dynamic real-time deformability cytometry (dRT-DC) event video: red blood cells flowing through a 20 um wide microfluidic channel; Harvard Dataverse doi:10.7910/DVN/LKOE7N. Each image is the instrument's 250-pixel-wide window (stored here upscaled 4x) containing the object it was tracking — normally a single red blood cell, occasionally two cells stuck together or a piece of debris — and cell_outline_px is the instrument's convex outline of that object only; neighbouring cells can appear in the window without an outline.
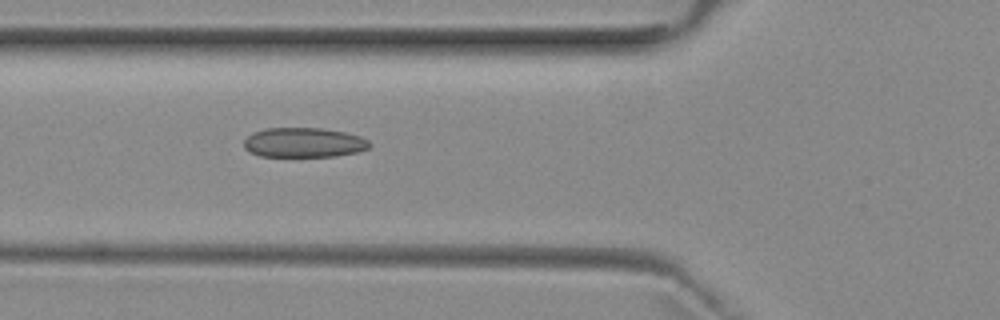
{"species": "common noctule bat (a hibernating species)", "species_latin": "Nyctalus noctula", "temperature_condition": "room temperature", "stored_images_in_passage": 35, "camera_frame_rate_fps": 3000, "um_per_image_px": 0.085, "animal": {"sex": "female", "body_mass_g": 29.2, "forearm_length_mm": 56.3}, "frame": {"image": 1, "passage_image": 3, "time_ms": 0.667, "image_size_px": [1000, 320], "cell_outline_px": [[372, 144], [368, 148], [356, 152], [336, 156], [260, 156], [248, 152], [244, 148], [244, 140], [252, 132], [264, 128], [324, 128], [344, 132], [360, 136], [368, 140]], "centroid_in_image_um": [25.8, 12.11], "position_along_channel_um": 100.0, "area_um2": 21.85}}
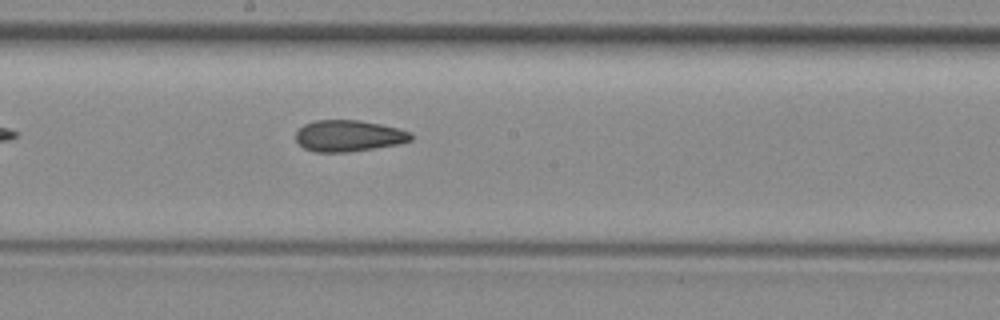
{"frame": {"image": 2, "passage_image": 12, "time_ms": 3.667, "image_size_px": [1000, 320], "cell_outline_px": [[412, 140], [400, 144], [348, 152], [316, 152], [304, 148], [296, 140], [296, 132], [304, 124], [316, 120], [360, 120], [400, 128], [412, 132]], "centroid_in_image_um": [29.67, 11.54], "position_along_channel_um": 218.5, "area_um2": 21.15}}
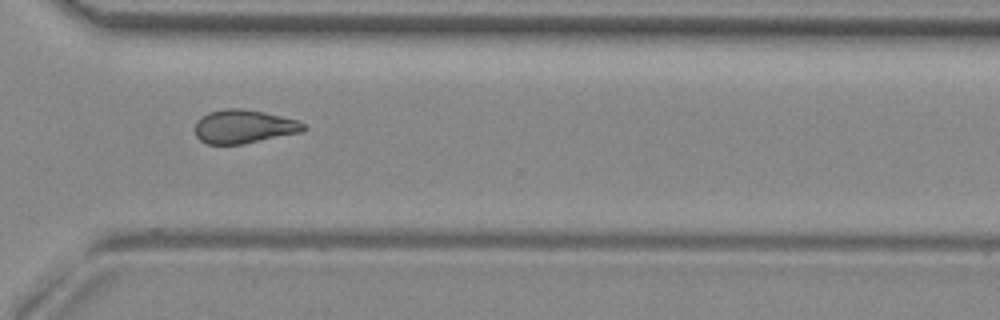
{"frame": {"image": 3, "passage_image": 22, "time_ms": 7.0, "image_size_px": [1000, 320], "cell_outline_px": [[308, 128], [304, 132], [244, 144], [208, 144], [200, 140], [196, 136], [196, 120], [200, 116], [208, 112], [224, 108], [236, 108], [264, 112], [296, 120], [304, 124]], "centroid_in_image_um": [20.73, 10.76], "position_along_channel_um": 349.9, "area_um2": 21.39}}